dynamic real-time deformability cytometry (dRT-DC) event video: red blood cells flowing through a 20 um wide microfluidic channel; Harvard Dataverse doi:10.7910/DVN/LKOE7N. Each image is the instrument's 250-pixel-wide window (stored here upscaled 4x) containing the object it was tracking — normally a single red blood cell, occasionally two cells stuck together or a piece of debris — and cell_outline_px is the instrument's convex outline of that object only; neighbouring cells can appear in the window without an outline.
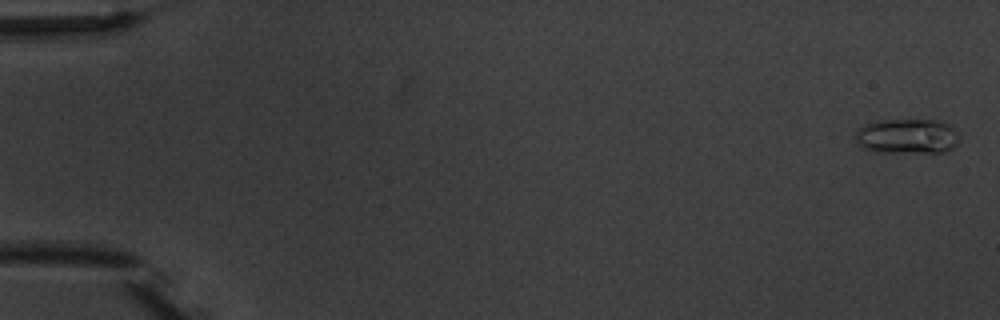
{"species": "common noctule bat (a hibernating species)", "species_latin": "Nyctalus noctula", "temperature_condition": "warm", "stored_images_in_passage": 6, "camera_frame_rate_fps": 3000, "um_per_image_px": 0.085, "animal": {"sex": "male", "body_mass_g": 20.1, "forearm_length_mm": 53.5}, "frame": {"image": 1, "passage_image": 1, "time_ms": 0.0, "image_size_px": [1000, 320], "cell_outline_px": [[960, 140], [952, 148], [944, 152], [884, 152], [864, 148], [856, 140], [856, 128], [864, 124], [880, 120], [936, 120], [948, 124], [960, 136]], "centroid_in_image_um": [77.12, 11.57], "position_along_channel_um": 7.9, "area_um2": 21.1}}
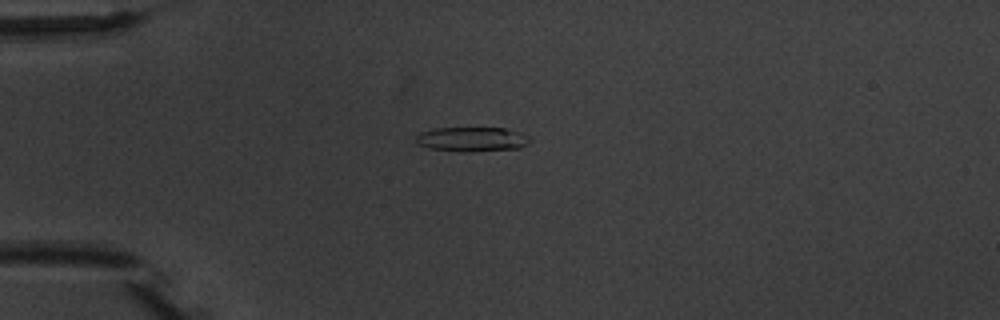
{"frame": {"image": 2, "passage_image": 5, "time_ms": 4.667, "image_size_px": [1000, 320], "cell_outline_px": [[532, 140], [528, 144], [520, 148], [428, 148], [416, 144], [416, 136], [420, 132], [436, 128], [504, 128], [520, 132], [528, 136]], "centroid_in_image_um": [40.13, 11.76], "position_along_channel_um": 44.9, "area_um2": 15.03}}